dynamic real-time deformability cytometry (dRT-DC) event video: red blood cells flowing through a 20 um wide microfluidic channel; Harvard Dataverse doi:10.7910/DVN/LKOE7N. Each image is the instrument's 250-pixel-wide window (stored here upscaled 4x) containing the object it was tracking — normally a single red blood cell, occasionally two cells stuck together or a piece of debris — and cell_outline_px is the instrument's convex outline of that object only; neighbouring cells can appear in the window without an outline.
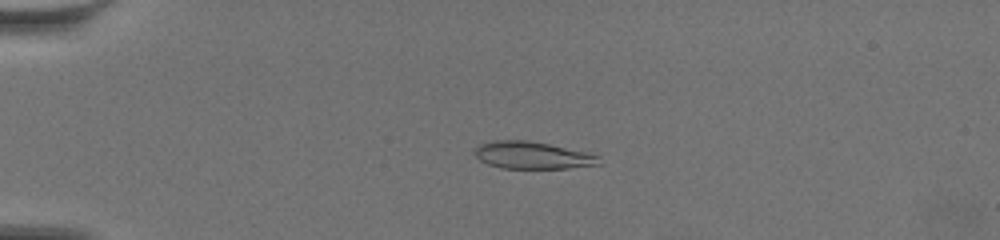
{"species": "common noctule bat (a hibernating species)", "species_latin": "Nyctalus noctula", "temperature_condition": "warm", "stored_images_in_passage": 59, "camera_frame_rate_fps": 3000, "um_per_image_px": 0.085, "animal": {"sex": "female", "body_mass_g": 19.5, "forearm_length_mm": 54.1}, "frame": {"image": 1, "passage_image": 15, "time_ms": 4.667, "image_size_px": [1000, 240], "cell_outline_px": [[600, 164], [568, 168], [500, 168], [488, 164], [480, 160], [472, 152], [480, 144], [496, 140], [528, 140], [588, 152], [600, 156]], "centroid_in_image_um": [45.25, 13.2], "position_along_channel_um": 39.7, "area_um2": 19.71}}
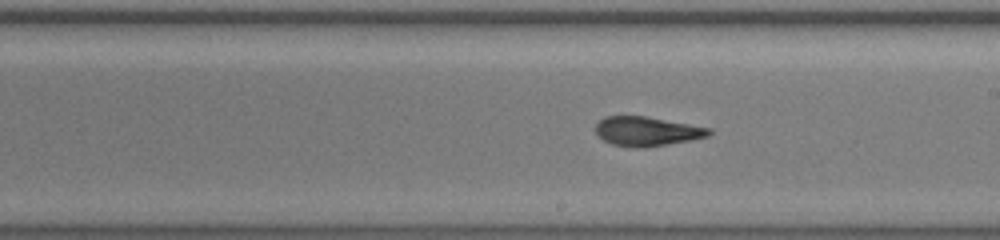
{"frame": {"image": 2, "passage_image": 36, "time_ms": 11.667, "image_size_px": [1000, 240], "cell_outline_px": [[712, 132], [708, 136], [692, 140], [644, 148], [632, 148], [612, 144], [604, 140], [596, 132], [596, 124], [604, 116], [644, 116], [688, 124], [708, 128]], "centroid_in_image_um": [54.96, 11.17], "position_along_channel_um": 234.0, "area_um2": 19.19}}
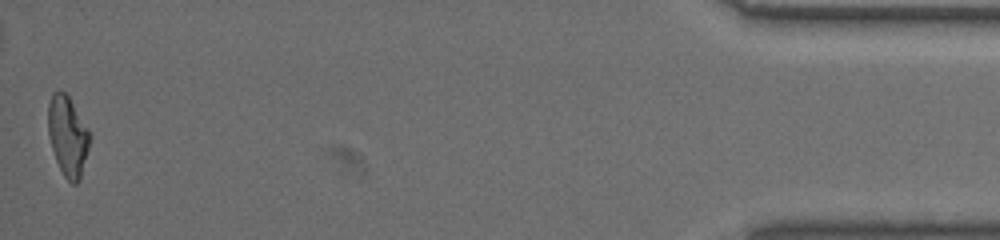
{"frame": {"image": 3, "passage_image": 59, "time_ms": 19.333, "image_size_px": [1000, 240], "cell_outline_px": [[92, 136], [80, 180], [76, 184], [72, 184], [64, 176], [56, 160], [52, 148], [48, 132], [48, 104], [52, 92], [64, 92], [68, 96], [88, 128]], "centroid_in_image_um": [5.77, 11.58], "position_along_channel_um": 429.4, "area_um2": 19.36}, "authors_computed_cell_mechanics": {"area_um2": 19.8254, "velocity_mm_per_s": 3.4874, "shape_relaxation_time_tau1_ms": 10.5718, "shape_relaxation_time_tau2_ms": 2.0515, "deformation_change_tau1": 0.2612, "deformation_change_tau2": 0.099}}